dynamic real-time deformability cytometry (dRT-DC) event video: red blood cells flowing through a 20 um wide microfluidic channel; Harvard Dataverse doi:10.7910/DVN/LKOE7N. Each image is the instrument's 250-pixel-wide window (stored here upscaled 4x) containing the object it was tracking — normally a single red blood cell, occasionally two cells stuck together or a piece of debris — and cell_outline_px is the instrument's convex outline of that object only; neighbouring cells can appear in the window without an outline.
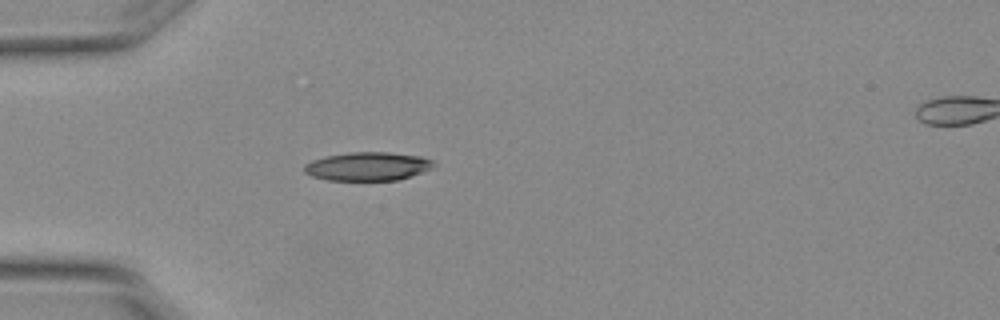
{"species": "Egyptian fruit bat (a non-hibernating species)", "species_latin": "Rousettus aegyptiacus", "temperature_condition": "warm", "stored_images_in_passage": 2, "camera_frame_rate_fps": 3000, "um_per_image_px": 0.085, "animal": {"sex": "female"}, "frame": {"image": 1, "passage_image": 1, "time_ms": 0.0, "image_size_px": [1000, 320], "cell_outline_px": [[436, 164], [432, 168], [424, 172], [400, 180], [328, 180], [312, 176], [304, 172], [304, 164], [312, 160], [328, 156], [348, 152], [388, 152], [420, 156], [432, 160]], "centroid_in_image_um": [31.28, 14.14], "position_along_channel_um": 53.7, "area_um2": 21.62}}